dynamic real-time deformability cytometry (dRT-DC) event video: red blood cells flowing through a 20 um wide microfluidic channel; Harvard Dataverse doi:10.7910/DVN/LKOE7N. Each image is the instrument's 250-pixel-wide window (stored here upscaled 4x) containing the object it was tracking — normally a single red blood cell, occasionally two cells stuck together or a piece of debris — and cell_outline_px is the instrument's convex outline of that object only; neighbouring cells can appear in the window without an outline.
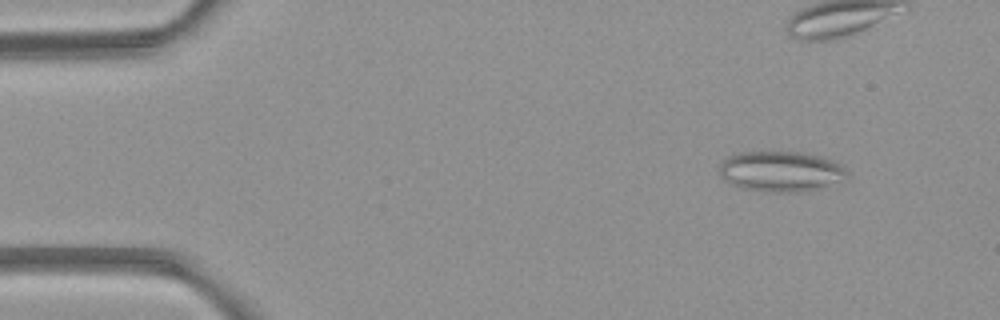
{"species": "common noctule bat (a hibernating species)", "species_latin": "Nyctalus noctula", "temperature_condition": "room temperature", "stored_images_in_passage": 9, "camera_frame_rate_fps": 3000, "um_per_image_px": 0.085, "animal": {"sex": "female", "body_mass_g": 21.9}, "frame": {"image": 1, "passage_image": 2, "time_ms": 1.333, "image_size_px": [1000, 320], "cell_outline_px": [[848, 176], [840, 180], [816, 188], [796, 192], [780, 192], [744, 188], [732, 184], [724, 180], [720, 176], [720, 164], [728, 156], [736, 152], [804, 152], [820, 156], [832, 160], [840, 164], [848, 172]], "centroid_in_image_um": [66.34, 14.54], "position_along_channel_um": 18.7, "area_um2": 29.65}}
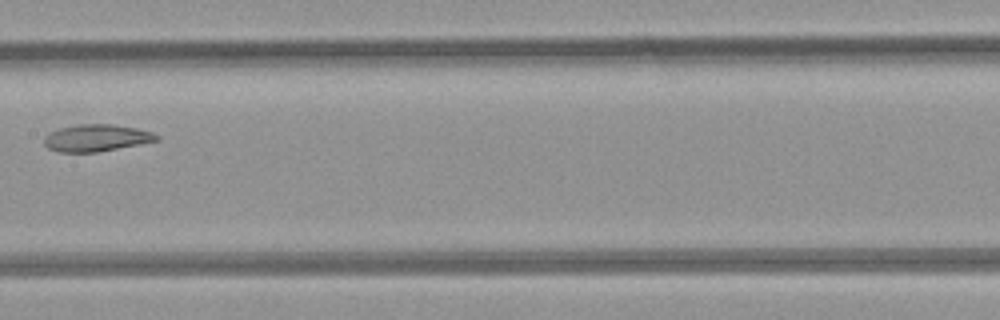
{"frame": {"image": 2, "passage_image": 8, "time_ms": 9.0, "image_size_px": [1000, 320], "cell_outline_px": [[160, 140], [140, 144], [96, 152], [60, 152], [48, 148], [44, 144], [44, 136], [48, 132], [60, 128], [80, 124], [112, 124], [136, 128], [152, 132], [160, 136]], "centroid_in_image_um": [8.19, 11.72], "position_along_channel_um": 199.2, "area_um2": 17.69}}
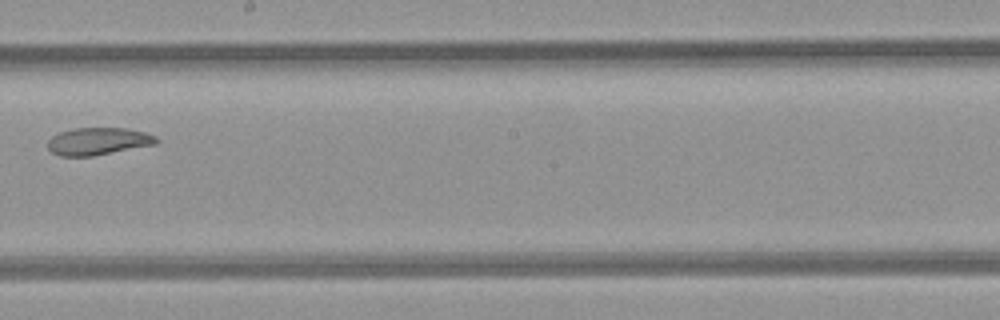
{"frame": {"image": 3, "passage_image": 9, "time_ms": 10.0, "image_size_px": [1000, 320], "cell_outline_px": [[160, 140], [156, 144], [92, 156], [60, 156], [52, 152], [48, 148], [48, 140], [52, 136], [60, 132], [76, 128], [128, 128], [144, 132], [156, 136]], "centroid_in_image_um": [8.36, 12.0], "position_along_channel_um": 239.8, "area_um2": 17.28}}